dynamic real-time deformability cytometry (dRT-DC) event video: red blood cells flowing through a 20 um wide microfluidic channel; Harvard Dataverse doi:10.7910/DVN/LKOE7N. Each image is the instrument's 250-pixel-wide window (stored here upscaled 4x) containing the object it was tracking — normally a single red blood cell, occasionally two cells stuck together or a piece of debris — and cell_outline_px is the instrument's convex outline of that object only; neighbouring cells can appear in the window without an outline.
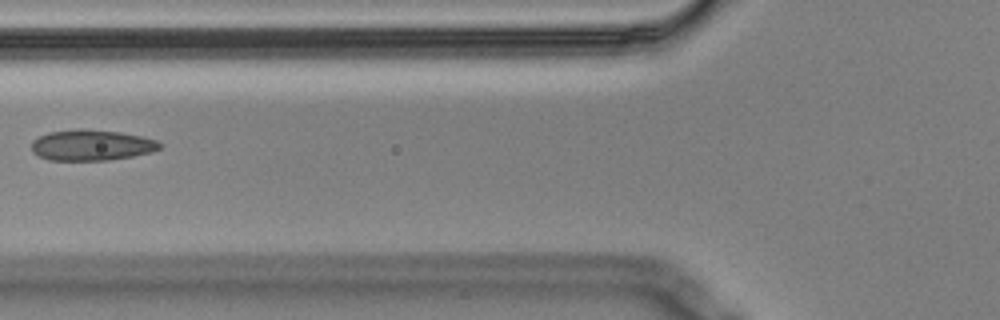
{"species": "Egyptian fruit bat (a non-hibernating species)", "species_latin": "Rousettus aegyptiacus", "temperature_condition": "cold", "stored_images_in_passage": 8, "camera_frame_rate_fps": 3000, "um_per_image_px": 0.085, "animal": {"sex": "male"}, "frame": {"image": 1, "passage_image": 6, "time_ms": 1.667, "image_size_px": [1000, 320], "cell_outline_px": [[164, 144], [160, 148], [152, 152], [132, 156], [108, 160], [48, 160], [32, 152], [32, 140], [48, 132], [80, 128], [84, 128], [120, 132], [140, 136], [156, 140]], "centroid_in_image_um": [7.78, 12.33], "position_along_channel_um": 118.0, "area_um2": 23.12}}
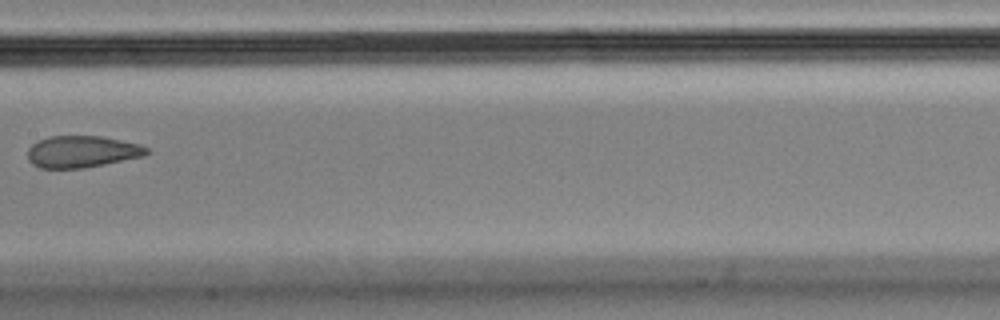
{"frame": {"image": 2, "passage_image": 8, "time_ms": 2.333, "image_size_px": [1000, 320], "cell_outline_px": [[148, 152], [144, 156], [84, 168], [40, 168], [32, 164], [28, 160], [28, 148], [32, 144], [48, 136], [100, 136], [140, 144], [148, 148]], "centroid_in_image_um": [6.95, 12.89], "position_along_channel_um": 200.5, "area_um2": 21.96}}